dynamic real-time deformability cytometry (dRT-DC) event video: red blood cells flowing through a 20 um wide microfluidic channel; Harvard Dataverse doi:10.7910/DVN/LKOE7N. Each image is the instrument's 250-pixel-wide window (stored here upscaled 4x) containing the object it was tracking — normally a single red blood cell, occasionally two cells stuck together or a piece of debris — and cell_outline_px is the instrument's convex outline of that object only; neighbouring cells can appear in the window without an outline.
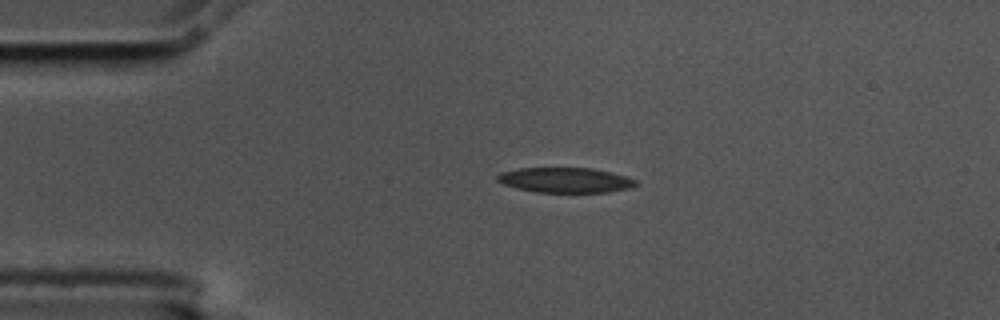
{"species": "common noctule bat (a hibernating species)", "species_latin": "Nyctalus noctula", "temperature_condition": "cold", "stored_images_in_passage": 4, "camera_frame_rate_fps": 3000, "um_per_image_px": 0.085, "animal": {"sex": "male", "body_mass_g": 17.5, "forearm_length_mm": 52.3}, "frame": {"image": 1, "passage_image": 3, "time_ms": 0.667, "image_size_px": [1000, 320], "cell_outline_px": [[640, 184], [632, 188], [608, 192], [536, 192], [516, 188], [504, 184], [496, 180], [496, 176], [500, 172], [520, 168], [592, 168], [624, 176], [636, 180]], "centroid_in_image_um": [48.05, 15.31], "position_along_channel_um": 36.9, "area_um2": 20.23}}